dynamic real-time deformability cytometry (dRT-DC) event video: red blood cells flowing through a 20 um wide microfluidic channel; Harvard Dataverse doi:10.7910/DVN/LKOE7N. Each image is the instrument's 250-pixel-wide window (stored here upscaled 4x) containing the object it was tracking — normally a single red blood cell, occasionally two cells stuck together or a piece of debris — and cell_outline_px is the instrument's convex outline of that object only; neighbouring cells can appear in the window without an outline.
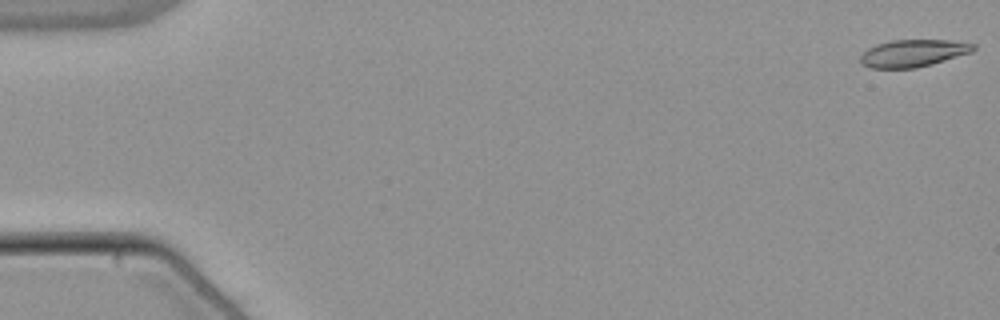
{"species": "common noctule bat (a hibernating species)", "species_latin": "Nyctalus noctula", "temperature_condition": "warm", "stored_images_in_passage": 17, "camera_frame_rate_fps": 3000, "um_per_image_px": 0.085, "animal": {"sex": "male", "body_mass_g": 21.5, "forearm_length_mm": 52.0}, "frame": {"image": 1, "passage_image": 1, "time_ms": 0.0, "image_size_px": [1000, 320], "cell_outline_px": [[976, 48], [972, 52], [932, 64], [916, 68], [872, 68], [864, 64], [860, 60], [860, 56], [868, 48], [876, 44], [892, 40], [948, 40], [976, 44]], "centroid_in_image_um": [77.64, 4.51], "position_along_channel_um": 7.4, "area_um2": 17.86}}
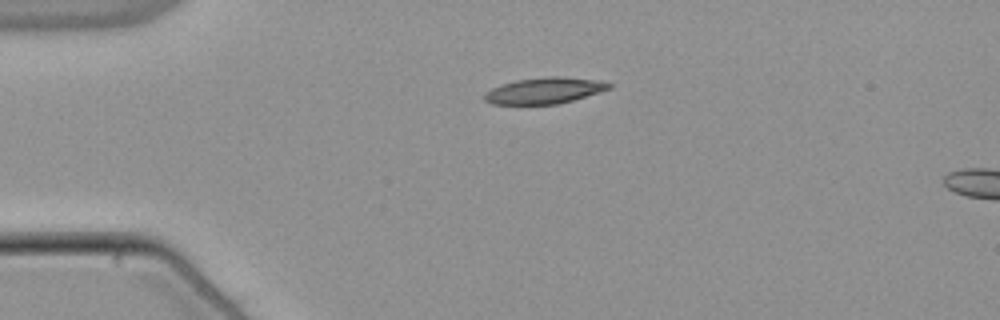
{"frame": {"image": 2, "passage_image": 13, "time_ms": 4.0, "image_size_px": [1000, 320], "cell_outline_px": [[612, 88], [600, 92], [572, 100], [556, 104], [492, 104], [484, 100], [484, 92], [500, 84], [516, 80], [548, 76], [560, 76], [596, 80], [612, 84]], "centroid_in_image_um": [46.25, 7.69], "position_along_channel_um": 38.8, "area_um2": 18.96}}